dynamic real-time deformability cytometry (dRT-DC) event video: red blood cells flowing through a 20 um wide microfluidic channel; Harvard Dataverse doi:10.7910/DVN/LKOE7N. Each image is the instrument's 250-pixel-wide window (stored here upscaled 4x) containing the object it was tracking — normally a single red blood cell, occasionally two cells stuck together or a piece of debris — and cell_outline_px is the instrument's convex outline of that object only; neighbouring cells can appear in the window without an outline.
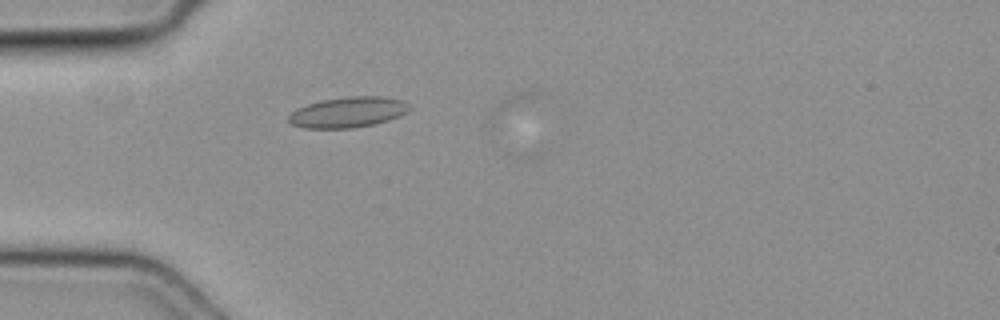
{"species": "common noctule bat (a hibernating species)", "species_latin": "Nyctalus noctula", "temperature_condition": "cold", "stored_images_in_passage": 35, "camera_frame_rate_fps": 3000, "um_per_image_px": 0.085, "animal": {"sex": "female", "body_mass_g": 19.3, "forearm_length_mm": 54.1}, "frame": {"image": 1, "passage_image": 1, "time_ms": 0.0, "image_size_px": [1000, 320], "cell_outline_px": [[412, 108], [408, 112], [400, 116], [376, 124], [352, 128], [304, 128], [292, 124], [288, 120], [288, 116], [296, 108], [320, 100], [348, 96], [384, 96], [404, 100]], "centroid_in_image_um": [29.62, 9.53], "position_along_channel_um": 55.4, "area_um2": 21.79}}
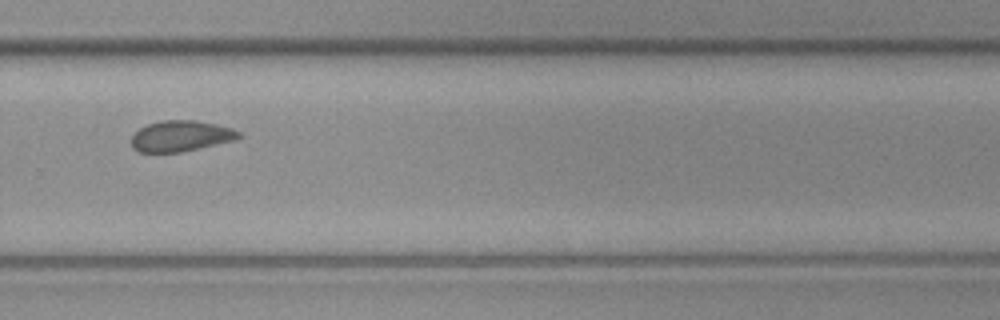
{"frame": {"image": 2, "passage_image": 20, "time_ms": 6.333, "image_size_px": [1000, 320], "cell_outline_px": [[244, 136], [236, 140], [200, 148], [180, 152], [140, 152], [132, 148], [132, 136], [140, 128], [148, 124], [164, 120], [196, 120], [216, 124], [232, 128], [240, 132]], "centroid_in_image_um": [15.42, 11.56], "position_along_channel_um": 314.4, "area_um2": 19.36}}
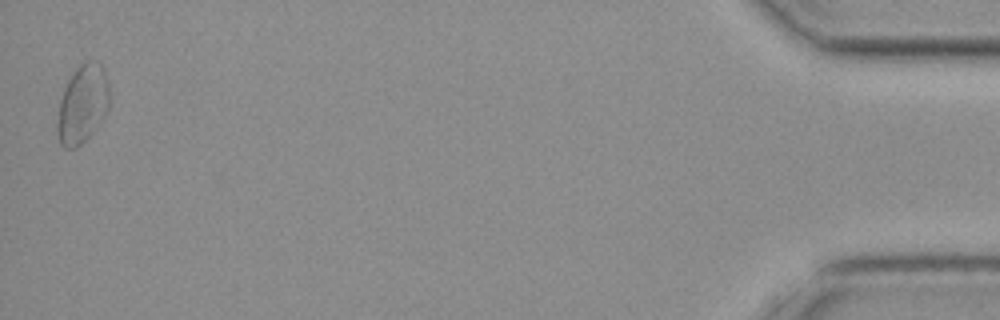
{"frame": {"image": 3, "passage_image": 35, "time_ms": 11.333, "image_size_px": [1000, 320], "cell_outline_px": [[108, 108], [104, 120], [76, 148], [64, 148], [60, 144], [56, 132], [56, 124], [60, 100], [64, 88], [68, 80], [76, 68], [80, 64], [88, 60], [100, 60], [104, 68], [108, 80]], "centroid_in_image_um": [7.02, 8.83], "position_along_channel_um": 428.2, "area_um2": 24.1}}